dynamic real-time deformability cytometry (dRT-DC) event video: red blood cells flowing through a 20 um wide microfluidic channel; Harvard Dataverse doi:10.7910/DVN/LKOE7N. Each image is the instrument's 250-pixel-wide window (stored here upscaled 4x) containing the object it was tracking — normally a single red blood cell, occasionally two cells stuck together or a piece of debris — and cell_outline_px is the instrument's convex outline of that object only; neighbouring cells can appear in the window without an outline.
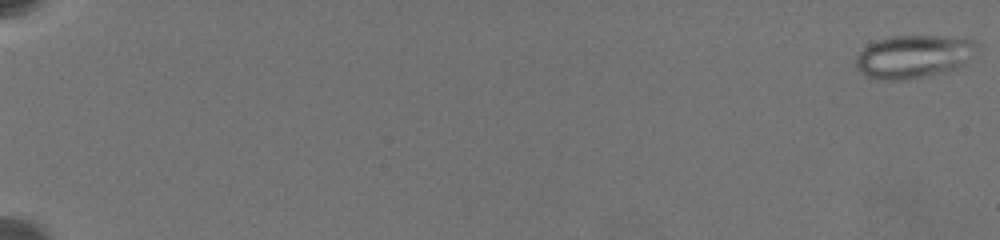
{"species": "common noctule bat (a hibernating species)", "species_latin": "Nyctalus noctula", "temperature_condition": "warm", "stored_images_in_passage": 5, "camera_frame_rate_fps": 3000, "um_per_image_px": 0.085, "animal": {"sex": "female", "body_mass_g": 19.5, "forearm_length_mm": 54.1}, "frame": {"image": 1, "passage_image": 1, "time_ms": 0.0, "image_size_px": [1000, 240], "cell_outline_px": [[984, 48], [964, 64], [948, 72], [928, 76], [904, 80], [884, 80], [868, 76], [860, 72], [856, 68], [856, 56], [868, 44], [892, 36], [944, 36], [976, 40]], "centroid_in_image_um": [77.77, 4.8], "position_along_channel_um": 7.2, "area_um2": 30.92}}